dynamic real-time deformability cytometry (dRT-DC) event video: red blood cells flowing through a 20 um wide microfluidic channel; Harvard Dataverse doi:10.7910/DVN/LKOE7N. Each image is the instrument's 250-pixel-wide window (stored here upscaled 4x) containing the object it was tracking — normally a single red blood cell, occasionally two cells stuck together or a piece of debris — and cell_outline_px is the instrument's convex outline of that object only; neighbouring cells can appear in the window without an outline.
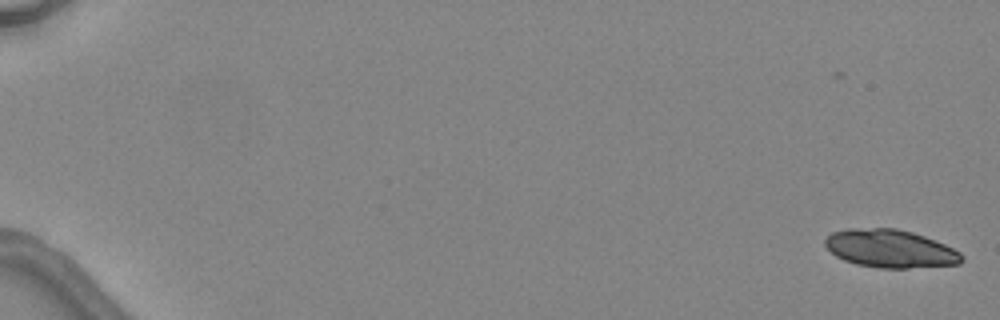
{"species": "common noctule bat (a hibernating species)", "species_latin": "Nyctalus noctula", "temperature_condition": "warm", "stored_images_in_passage": 4, "camera_frame_rate_fps": 3000, "um_per_image_px": 0.085, "animal": {"sex": "female", "body_mass_g": 24.6, "forearm_length_mm": 56.2}, "frame": {"image": 1, "passage_image": 1, "time_ms": 0.0, "image_size_px": [1000, 320], "cell_outline_px": [[964, 260], [960, 264], [908, 268], [880, 268], [856, 264], [844, 260], [836, 256], [824, 244], [824, 240], [832, 232], [848, 228], [896, 228], [912, 232], [924, 236], [944, 244], [960, 252], [964, 256]], "centroid_in_image_um": [75.68, 21.13], "position_along_channel_um": 9.3, "area_um2": 30.29}}